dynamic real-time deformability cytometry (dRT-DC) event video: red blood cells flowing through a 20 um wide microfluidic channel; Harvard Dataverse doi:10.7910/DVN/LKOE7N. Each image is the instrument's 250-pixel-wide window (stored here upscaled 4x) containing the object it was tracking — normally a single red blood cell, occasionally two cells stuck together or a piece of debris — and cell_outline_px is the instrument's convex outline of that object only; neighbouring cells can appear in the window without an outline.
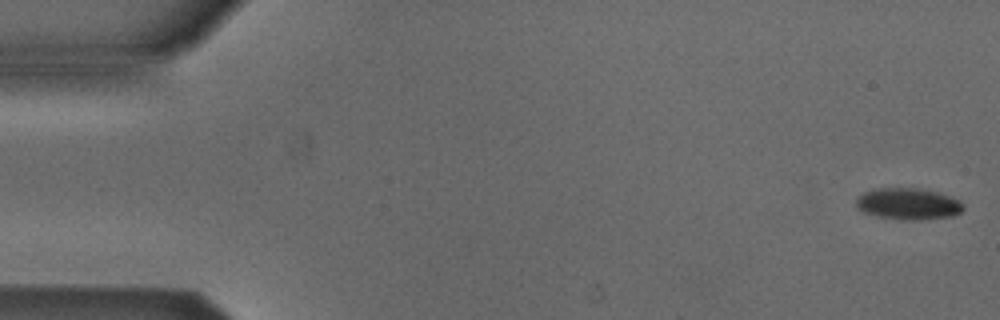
{"species": "Egyptian fruit bat (a non-hibernating species)", "species_latin": "Rousettus aegyptiacus", "temperature_condition": "cold", "stored_images_in_passage": 39, "camera_frame_rate_fps": 3000, "um_per_image_px": 0.085, "animal": {"sex": "male"}, "frame": {"image": 1, "passage_image": 1, "time_ms": 0.0, "image_size_px": [1000, 320], "cell_outline_px": [[964, 208], [956, 216], [920, 220], [900, 220], [876, 216], [864, 212], [856, 208], [856, 200], [864, 192], [872, 188], [916, 188], [936, 192], [952, 196], [960, 200], [964, 204]], "centroid_in_image_um": [77.22, 17.34], "position_along_channel_um": 7.8, "area_um2": 20.0}}
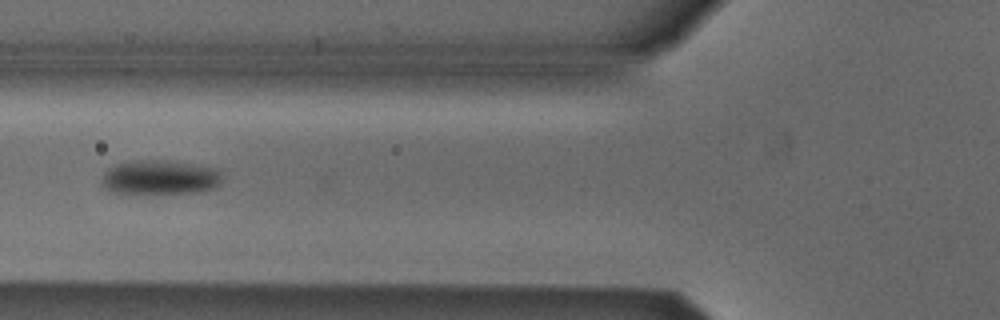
{"frame": {"image": 2, "passage_image": 20, "time_ms": 6.333, "image_size_px": [1000, 320], "cell_outline_px": [[220, 184], [216, 188], [200, 192], [112, 192], [100, 188], [100, 184], [104, 172], [108, 168], [116, 164], [136, 160], [156, 160], [192, 164], [216, 168], [220, 172]], "centroid_in_image_um": [13.55, 15.07], "position_along_channel_um": 112.2, "area_um2": 23.87}}
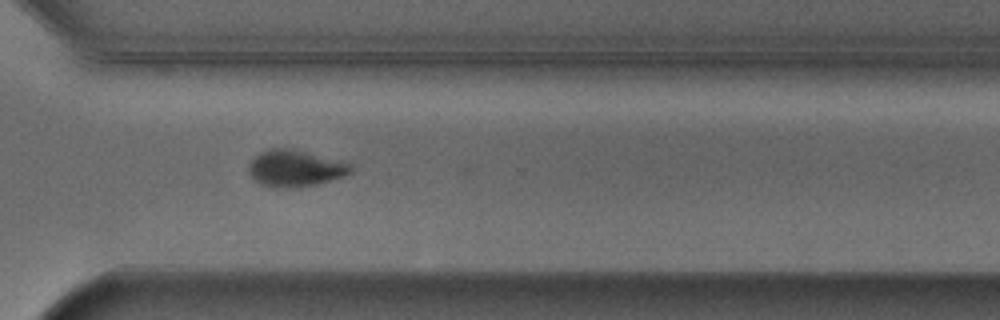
{"frame": {"image": 3, "passage_image": 38, "time_ms": 12.333, "image_size_px": [1000, 320], "cell_outline_px": [[352, 172], [344, 176], [316, 184], [296, 188], [276, 188], [260, 184], [248, 172], [248, 164], [260, 152], [272, 148], [288, 148], [352, 164]], "centroid_in_image_um": [25.06, 14.33], "position_along_channel_um": 345.5, "area_um2": 21.5}}